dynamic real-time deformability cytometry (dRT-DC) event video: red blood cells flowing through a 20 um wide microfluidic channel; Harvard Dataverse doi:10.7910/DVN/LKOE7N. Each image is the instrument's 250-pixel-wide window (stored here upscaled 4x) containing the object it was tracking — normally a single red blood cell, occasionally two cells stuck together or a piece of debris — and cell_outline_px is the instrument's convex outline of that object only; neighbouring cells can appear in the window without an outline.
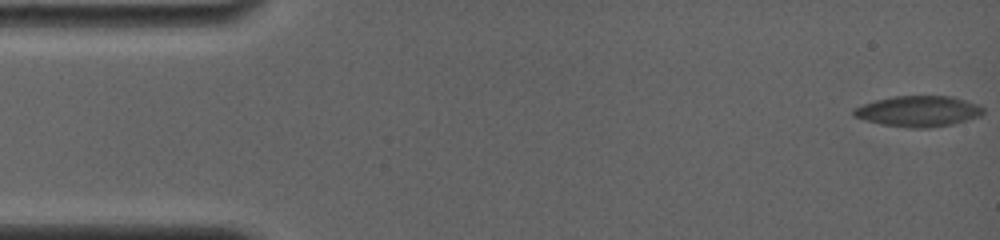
{"species": "common noctule bat (a hibernating species)", "species_latin": "Nyctalus noctula", "temperature_condition": "room temperature", "stored_images_in_passage": 25, "camera_frame_rate_fps": 4000, "um_per_image_px": 0.085, "animal": {"sex": "female", "body_mass_g": 19.0, "forearm_length_mm": 56.7}, "frame": {"image": 1, "passage_image": 1, "time_ms": 0.0, "image_size_px": [1000, 240], "cell_outline_px": [[984, 112], [980, 116], [952, 124], [928, 128], [912, 128], [880, 124], [864, 120], [852, 116], [852, 108], [876, 100], [892, 96], [952, 96], [976, 104], [984, 108]], "centroid_in_image_um": [78.02, 9.46], "position_along_channel_um": 7.0, "area_um2": 23.24}}
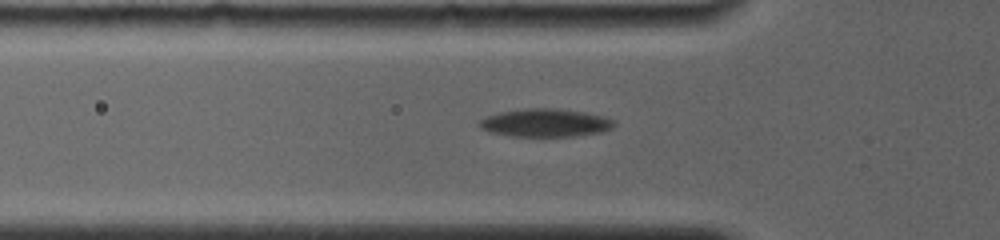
{"frame": {"image": 2, "passage_image": 18, "time_ms": 5.5, "image_size_px": [1000, 240], "cell_outline_px": [[616, 124], [612, 128], [600, 132], [576, 136], [508, 136], [488, 132], [480, 128], [476, 124], [476, 120], [500, 112], [524, 108], [560, 108], [584, 112], [616, 120]], "centroid_in_image_um": [46.3, 10.44], "position_along_channel_um": 79.5, "area_um2": 22.31}}
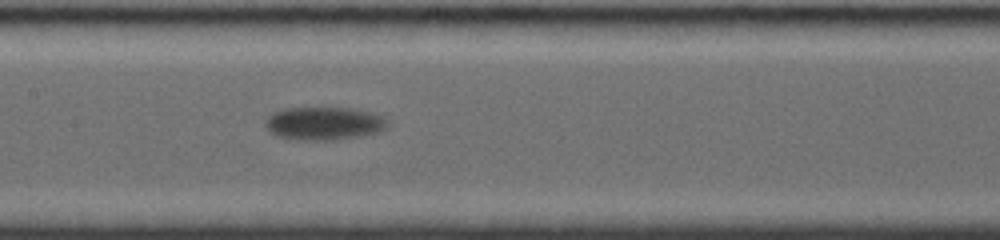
{"frame": {"image": 3, "passage_image": 25, "time_ms": 8.25, "image_size_px": [1000, 240], "cell_outline_px": [[388, 128], [380, 132], [360, 136], [336, 140], [300, 140], [276, 136], [268, 132], [264, 124], [264, 120], [272, 112], [284, 108], [348, 108], [368, 112], [384, 116], [388, 120]], "centroid_in_image_um": [27.52, 10.5], "position_along_channel_um": 179.9, "area_um2": 23.93}}